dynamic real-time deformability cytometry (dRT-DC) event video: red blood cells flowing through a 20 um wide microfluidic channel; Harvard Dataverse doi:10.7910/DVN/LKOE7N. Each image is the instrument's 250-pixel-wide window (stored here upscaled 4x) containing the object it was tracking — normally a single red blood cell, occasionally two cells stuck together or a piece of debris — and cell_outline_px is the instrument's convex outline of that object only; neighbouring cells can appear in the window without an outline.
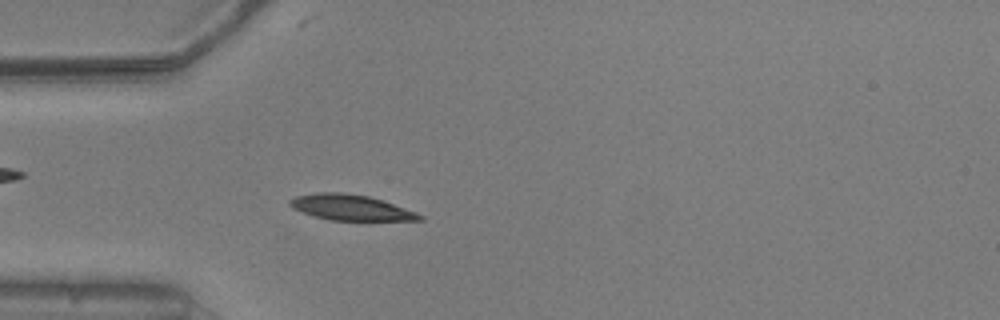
{"species": "common noctule bat (a hibernating species)", "species_latin": "Nyctalus noctula", "temperature_condition": "warm", "stored_images_in_passage": 53, "camera_frame_rate_fps": 3000, "um_per_image_px": 0.085, "animal": {"sex": "male", "body_mass_g": 20.5, "forearm_length_mm": 52.5}, "frame": {"image": 1, "passage_image": 15, "time_ms": 4.667, "image_size_px": [1000, 320], "cell_outline_px": [[424, 220], [328, 220], [312, 216], [292, 208], [288, 204], [288, 200], [296, 196], [316, 192], [340, 192], [368, 196], [416, 212], [424, 216]], "centroid_in_image_um": [29.74, 17.64], "position_along_channel_um": 55.3, "area_um2": 19.25}}
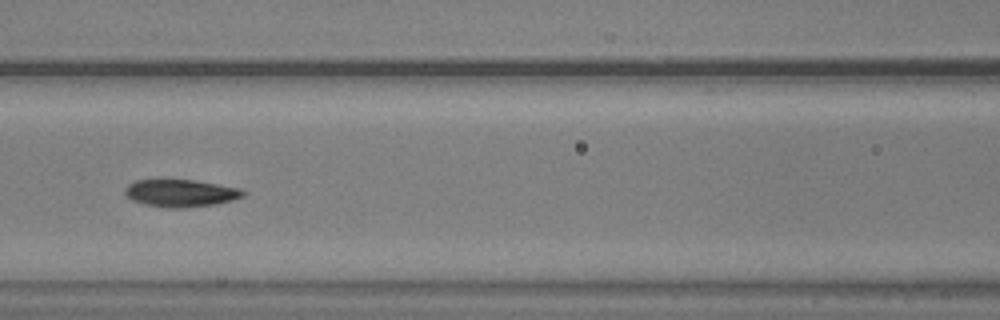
{"frame": {"image": 2, "passage_image": 23, "time_ms": 7.333, "image_size_px": [1000, 320], "cell_outline_px": [[244, 196], [232, 200], [216, 204], [184, 208], [164, 208], [144, 204], [132, 200], [124, 192], [124, 188], [128, 184], [136, 180], [192, 180], [240, 188], [244, 192]], "centroid_in_image_um": [15.33, 16.43], "position_along_channel_um": 151.3, "area_um2": 18.79}}
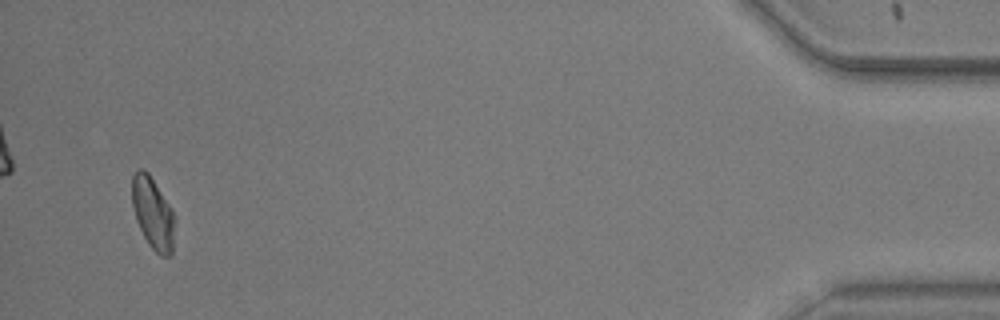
{"frame": {"image": 3, "passage_image": 51, "time_ms": 16.667, "image_size_px": [1000, 320], "cell_outline_px": [[176, 220], [172, 256], [160, 256], [148, 244], [136, 220], [132, 204], [132, 176], [140, 168], [144, 168], [148, 172], [172, 208]], "centroid_in_image_um": [13.02, 18.14], "position_along_channel_um": 422.2, "area_um2": 18.15}, "authors_computed_cell_mechanics": {"area_um2": 18.785, "velocity_mm_per_s": 3.7826, "shape_relaxation_time_tau1_ms": 4.6044, "shape_relaxation_time_tau2_ms": 4.0208, "deformation_change_tau1": 0.1504, "deformation_change_tau2": 0.0824}}